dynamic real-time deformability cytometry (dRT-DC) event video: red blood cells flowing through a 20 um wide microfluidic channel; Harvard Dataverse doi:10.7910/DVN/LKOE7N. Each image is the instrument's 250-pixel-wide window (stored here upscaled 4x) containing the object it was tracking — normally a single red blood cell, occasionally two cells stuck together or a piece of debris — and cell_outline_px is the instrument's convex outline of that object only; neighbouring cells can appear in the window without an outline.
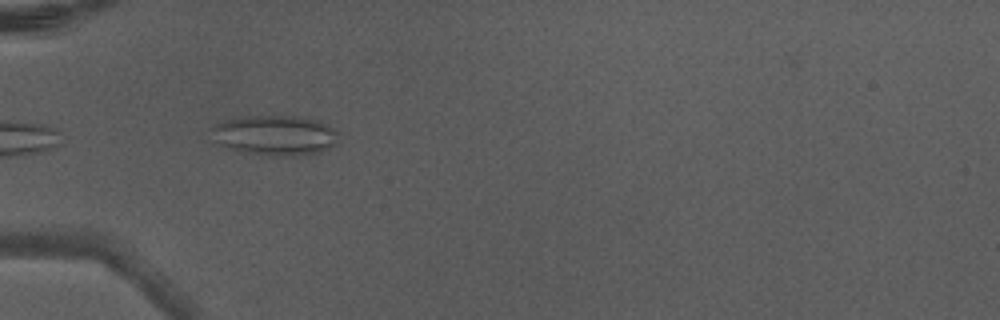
{"species": "Egyptian fruit bat (a non-hibernating species)", "species_latin": "Rousettus aegyptiacus", "temperature_condition": "warm", "stored_images_in_passage": 6, "camera_frame_rate_fps": 3000, "um_per_image_px": 0.085, "animal": {"sex": "male"}, "frame": {"image": 1, "passage_image": 4, "time_ms": 1.0, "image_size_px": [1000, 320], "cell_outline_px": [[340, 144], [324, 152], [300, 156], [268, 156], [240, 152], [228, 148], [212, 140], [212, 128], [216, 124], [224, 120], [244, 116], [292, 116], [320, 120], [332, 128], [336, 132]], "centroid_in_image_um": [23.41, 11.53], "position_along_channel_um": 61.6, "area_um2": 30.35}}